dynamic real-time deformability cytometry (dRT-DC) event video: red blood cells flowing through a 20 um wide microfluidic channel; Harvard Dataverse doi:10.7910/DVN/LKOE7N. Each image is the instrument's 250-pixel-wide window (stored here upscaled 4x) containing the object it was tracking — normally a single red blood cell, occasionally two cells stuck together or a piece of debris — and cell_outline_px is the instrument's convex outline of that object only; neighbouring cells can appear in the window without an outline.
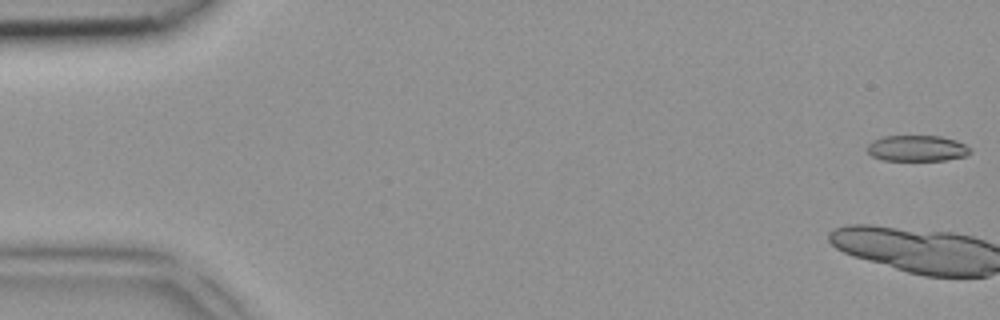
{"species": "common noctule bat (a hibernating species)", "species_latin": "Nyctalus noctula", "temperature_condition": "room temperature", "stored_images_in_passage": 5, "camera_frame_rate_fps": 3000, "um_per_image_px": 0.085, "animal": {"sex": "female", "body_mass_g": 18.4}, "frame": {"image": 1, "passage_image": 1, "time_ms": 0.0, "image_size_px": [1000, 320], "cell_outline_px": [[972, 152], [964, 156], [944, 160], [880, 160], [872, 156], [868, 152], [868, 144], [872, 140], [884, 136], [940, 136], [956, 140], [972, 148]], "centroid_in_image_um": [77.95, 12.6], "position_along_channel_um": 7.1, "area_um2": 15.61}}